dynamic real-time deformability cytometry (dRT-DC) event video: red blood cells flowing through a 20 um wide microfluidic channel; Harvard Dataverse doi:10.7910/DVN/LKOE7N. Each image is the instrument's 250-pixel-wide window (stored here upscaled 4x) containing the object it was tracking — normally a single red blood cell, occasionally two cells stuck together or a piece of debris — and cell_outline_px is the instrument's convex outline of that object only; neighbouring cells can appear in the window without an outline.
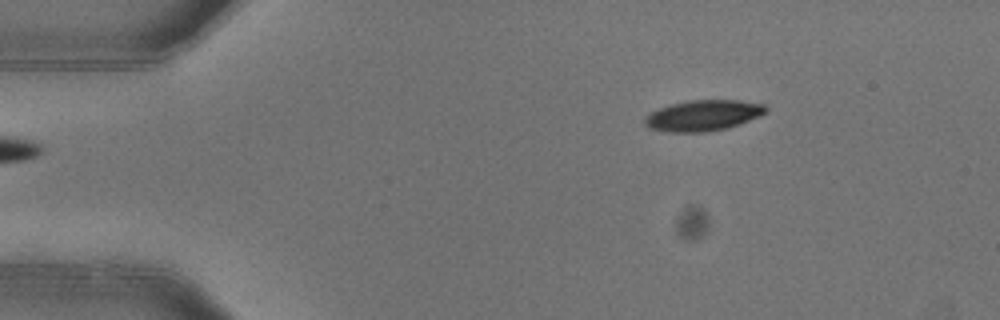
{"species": "common noctule bat (a hibernating species)", "species_latin": "Nyctalus noctula", "temperature_condition": "warm", "stored_images_in_passage": 4, "camera_frame_rate_fps": 3000, "um_per_image_px": 0.085, "animal": {"sex": "female"}, "frame": {"image": 1, "passage_image": 4, "time_ms": 1.0, "image_size_px": [1000, 320], "cell_outline_px": [[768, 112], [760, 116], [740, 124], [728, 128], [708, 132], [668, 132], [648, 128], [644, 124], [644, 116], [660, 108], [672, 104], [688, 100], [740, 100], [764, 104], [768, 108]], "centroid_in_image_um": [59.79, 9.82], "position_along_channel_um": 25.2, "area_um2": 21.96}}